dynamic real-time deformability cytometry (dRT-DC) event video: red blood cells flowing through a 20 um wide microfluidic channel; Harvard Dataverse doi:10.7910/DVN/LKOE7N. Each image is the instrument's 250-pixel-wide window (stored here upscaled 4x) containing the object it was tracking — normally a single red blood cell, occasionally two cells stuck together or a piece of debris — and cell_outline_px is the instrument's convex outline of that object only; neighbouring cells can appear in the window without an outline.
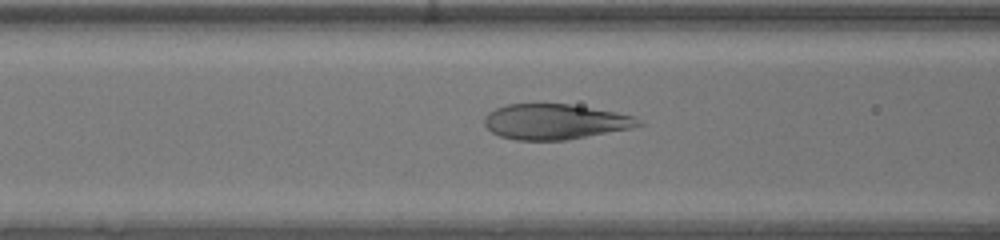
{"species": "human", "species_latin": "Homo sapiens", "temperature_condition": "warm", "stored_images_in_passage": 30, "camera_frame_rate_fps": 3000, "um_per_image_px": 0.085, "donor": {"sex": "male"}, "frame": {"image": 1, "passage_image": 7, "time_ms": 2.0, "image_size_px": [1000, 240], "cell_outline_px": [[644, 124], [632, 128], [564, 140], [516, 140], [500, 136], [492, 132], [484, 124], [484, 116], [488, 112], [496, 108], [508, 104], [568, 104], [616, 112], [632, 116], [640, 120]], "centroid_in_image_um": [47.15, 10.34], "position_along_channel_um": 119.5, "area_um2": 31.5}}
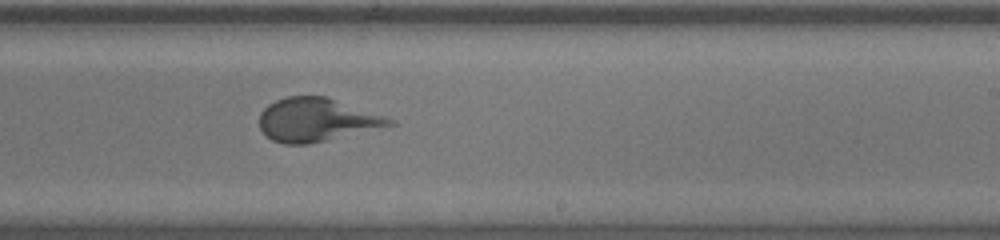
{"frame": {"image": 2, "passage_image": 17, "time_ms": 5.333, "image_size_px": [1000, 240], "cell_outline_px": [[396, 124], [308, 144], [284, 144], [272, 140], [260, 128], [260, 112], [268, 104], [276, 100], [288, 96], [328, 96], [396, 120]], "centroid_in_image_um": [26.9, 10.17], "position_along_channel_um": 262.1, "area_um2": 32.66}}
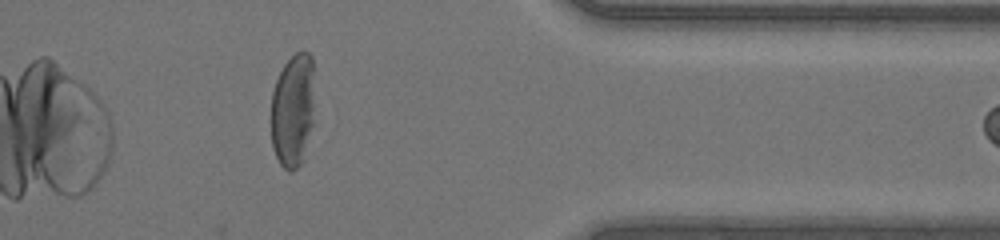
{"frame": {"image": 3, "passage_image": 27, "time_ms": 8.667, "image_size_px": [1000, 240], "cell_outline_px": [[312, 124], [304, 160], [292, 172], [288, 172], [280, 164], [272, 148], [272, 92], [276, 80], [284, 64], [296, 52], [308, 52], [312, 56]], "centroid_in_image_um": [24.87, 9.42], "position_along_channel_um": 386.5, "area_um2": 28.55}}